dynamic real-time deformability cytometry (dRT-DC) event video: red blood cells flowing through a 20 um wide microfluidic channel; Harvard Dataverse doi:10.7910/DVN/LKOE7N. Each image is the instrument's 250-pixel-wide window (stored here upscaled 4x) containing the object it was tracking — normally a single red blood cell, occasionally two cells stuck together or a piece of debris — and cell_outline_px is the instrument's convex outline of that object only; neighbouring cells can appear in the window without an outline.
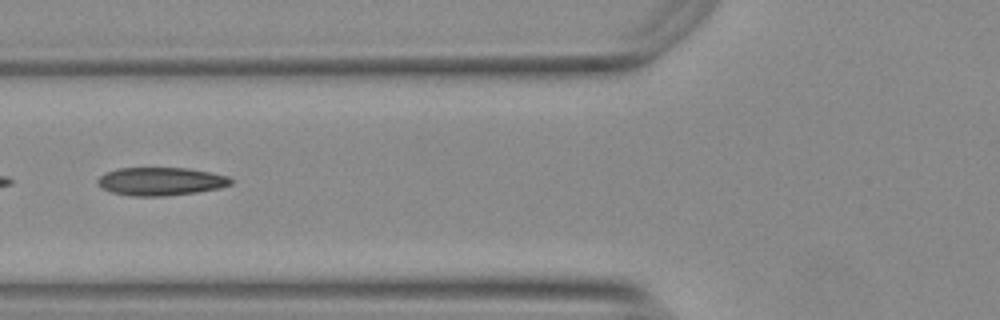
{"species": "Egyptian fruit bat (a non-hibernating species)", "species_latin": "Rousettus aegyptiacus", "temperature_condition": "warm", "stored_images_in_passage": 21, "camera_frame_rate_fps": 3000, "um_per_image_px": 0.085, "animal": {"sex": "female"}, "frame": {"image": 1, "passage_image": 7, "time_ms": 2.0, "image_size_px": [1000, 320], "cell_outline_px": [[232, 184], [220, 188], [196, 192], [164, 196], [132, 196], [112, 192], [104, 188], [96, 180], [100, 176], [116, 168], [188, 168], [228, 176], [232, 180]], "centroid_in_image_um": [13.68, 15.41], "position_along_channel_um": 112.1, "area_um2": 21.62}}
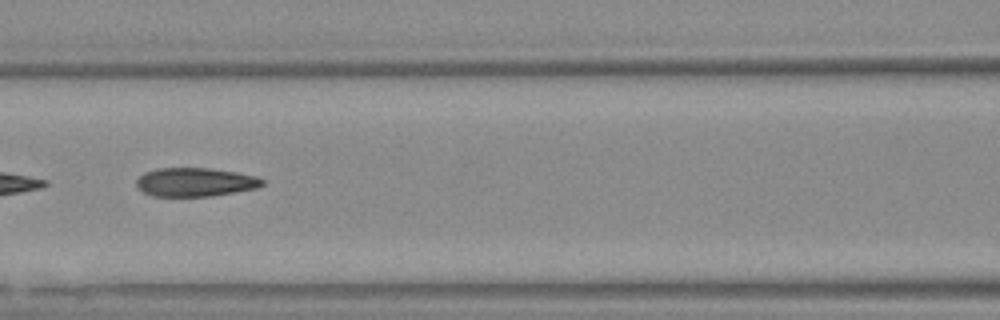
{"frame": {"image": 2, "passage_image": 10, "time_ms": 3.0, "image_size_px": [1000, 320], "cell_outline_px": [[264, 184], [256, 188], [212, 196], [152, 196], [144, 192], [136, 184], [136, 180], [144, 172], [156, 168], [208, 168], [236, 172], [256, 176], [264, 180]], "centroid_in_image_um": [16.58, 15.47], "position_along_channel_um": 150.0, "area_um2": 20.98}}